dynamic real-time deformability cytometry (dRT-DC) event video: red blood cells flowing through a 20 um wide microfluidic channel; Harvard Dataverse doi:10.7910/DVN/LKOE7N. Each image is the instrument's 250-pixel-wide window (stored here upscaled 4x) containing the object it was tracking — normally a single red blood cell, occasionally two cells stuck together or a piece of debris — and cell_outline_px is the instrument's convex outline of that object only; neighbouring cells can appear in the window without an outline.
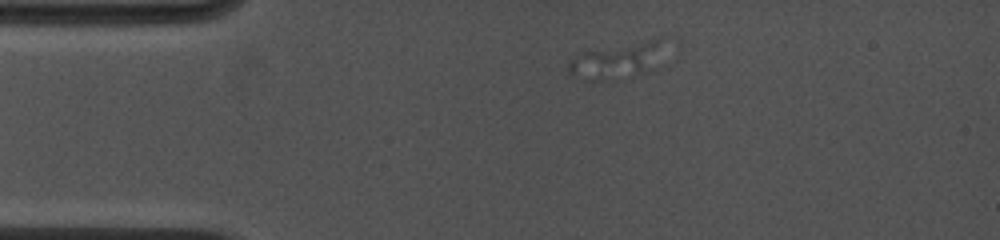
{"species": "common noctule bat (a hibernating species)", "species_latin": "Nyctalus noctula", "temperature_condition": "cold", "stored_images_in_passage": 6, "segment_of_instrument_passage": [2, 3], "camera_frame_rate_fps": 4500, "um_per_image_px": 0.085, "animal": {"sex": "female", "body_mass_g": 19.0, "forearm_length_mm": 53.3}, "frame": {"image": 1, "passage_image": 2, "time_ms": 0.444, "image_size_px": [1000, 240], "cell_outline_px": [[660, 40], [644, 72], [636, 72], [580, 56], [584, 52], [652, 40]], "centroid_in_image_um": [53.2, 4.71], "position_along_channel_um": 31.8, "area_um2": 10.06}}